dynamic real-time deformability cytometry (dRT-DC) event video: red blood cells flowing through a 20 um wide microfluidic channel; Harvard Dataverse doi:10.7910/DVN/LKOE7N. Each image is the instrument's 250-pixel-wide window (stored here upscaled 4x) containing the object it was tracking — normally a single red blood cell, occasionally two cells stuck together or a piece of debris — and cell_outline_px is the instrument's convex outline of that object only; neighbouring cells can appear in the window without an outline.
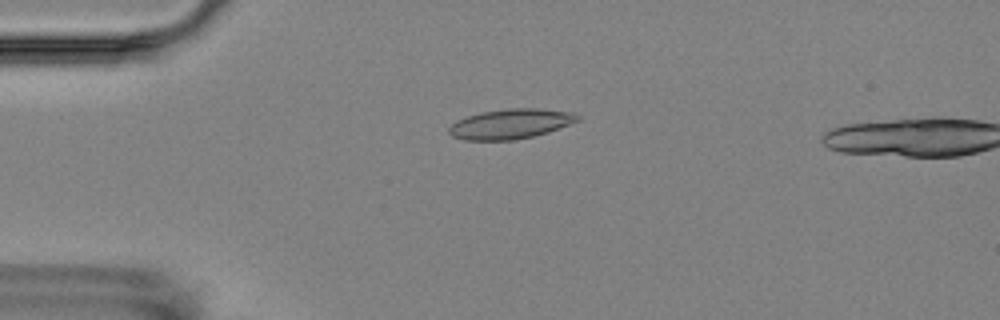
{"species": "Egyptian fruit bat (a non-hibernating species)", "species_latin": "Rousettus aegyptiacus", "temperature_condition": "room temperature", "stored_images_in_passage": 6, "camera_frame_rate_fps": 3000, "um_per_image_px": 0.085, "animal": {"sex": "female"}, "frame": {"image": 1, "passage_image": 4, "time_ms": 3.667, "image_size_px": [1000, 320], "cell_outline_px": [[580, 120], [548, 132], [532, 136], [512, 140], [464, 140], [452, 136], [448, 132], [448, 128], [456, 120], [480, 112], [508, 108], [540, 108], [576, 112], [580, 116]], "centroid_in_image_um": [43.42, 10.52], "position_along_channel_um": 41.6, "area_um2": 22.54}}